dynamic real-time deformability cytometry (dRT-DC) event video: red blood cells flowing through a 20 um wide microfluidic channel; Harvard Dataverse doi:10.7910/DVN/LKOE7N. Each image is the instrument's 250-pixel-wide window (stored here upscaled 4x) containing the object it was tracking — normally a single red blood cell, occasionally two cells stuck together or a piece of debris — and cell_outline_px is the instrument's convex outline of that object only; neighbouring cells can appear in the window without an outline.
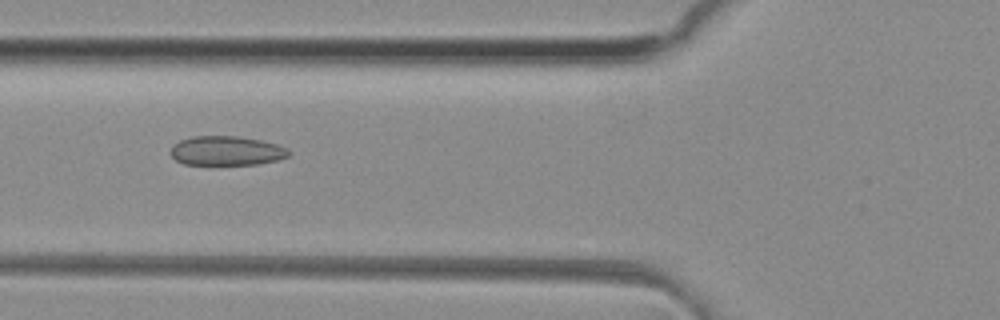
{"species": "common noctule bat (a hibernating species)", "species_latin": "Nyctalus noctula", "temperature_condition": "room temperature", "stored_images_in_passage": 33, "camera_frame_rate_fps": 3000, "um_per_image_px": 0.085, "animal": {"sex": "female", "body_mass_g": 29.2, "forearm_length_mm": 56.3}, "frame": {"image": 1, "passage_image": 14, "time_ms": 4.333, "image_size_px": [1000, 320], "cell_outline_px": [[292, 152], [288, 156], [280, 160], [256, 164], [184, 164], [176, 160], [172, 156], [172, 144], [180, 140], [192, 136], [236, 136], [260, 140], [276, 144], [288, 148]], "centroid_in_image_um": [19.28, 12.81], "position_along_channel_um": 106.5, "area_um2": 20.17}}
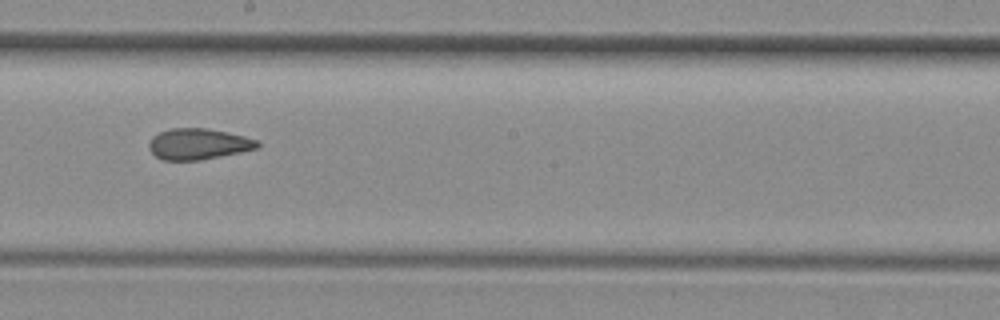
{"frame": {"image": 2, "passage_image": 23, "time_ms": 7.333, "image_size_px": [1000, 320], "cell_outline_px": [[260, 144], [256, 148], [240, 152], [200, 160], [164, 160], [156, 156], [148, 148], [148, 144], [152, 136], [160, 132], [172, 128], [208, 128], [228, 132], [260, 140]], "centroid_in_image_um": [16.86, 12.23], "position_along_channel_um": 231.3, "area_um2": 19.59}}
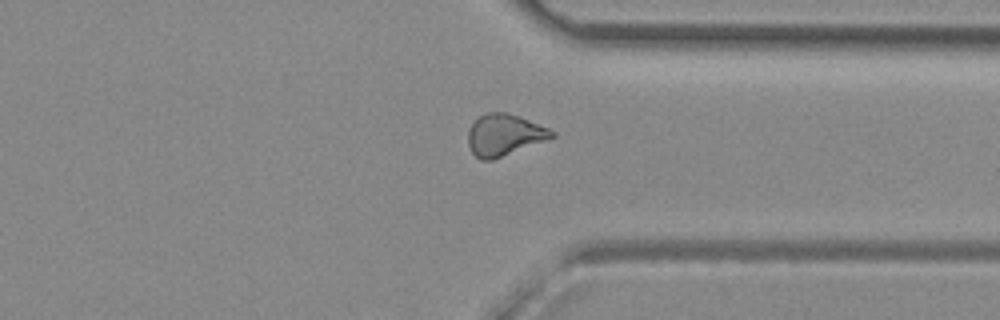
{"frame": {"image": 3, "passage_image": 33, "time_ms": 10.667, "image_size_px": [1000, 320], "cell_outline_px": [[556, 136], [492, 160], [480, 160], [472, 152], [468, 144], [468, 132], [472, 124], [480, 116], [488, 112], [508, 112], [520, 116], [548, 128], [556, 132]], "centroid_in_image_um": [42.86, 11.46], "position_along_channel_um": 368.5, "area_um2": 20.11}, "authors_computed_cell_mechanics": {"area_um2": 20.1144, "velocity_mm_per_s": 4.1479, "shape_relaxation_time_tau1_ms": null, "shape_relaxation_time_tau2_ms": 2.8441, "deformation_change_tau1": null, "deformation_change_tau2": 0.1016}}